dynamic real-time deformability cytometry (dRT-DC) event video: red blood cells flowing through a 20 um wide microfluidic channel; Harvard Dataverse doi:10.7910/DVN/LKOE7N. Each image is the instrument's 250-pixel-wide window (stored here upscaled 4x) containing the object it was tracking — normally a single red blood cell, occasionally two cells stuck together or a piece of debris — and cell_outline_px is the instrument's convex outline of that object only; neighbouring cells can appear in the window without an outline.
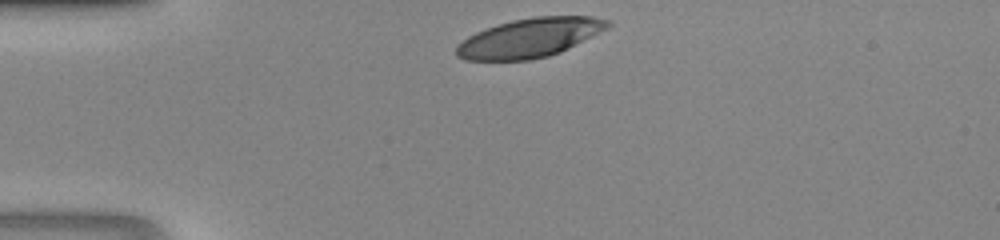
{"species": "human", "species_latin": "Homo sapiens", "temperature_condition": "room temperature", "stored_images_in_passage": 27, "camera_frame_rate_fps": 3000, "um_per_image_px": 0.085, "donor": {"sex": "male"}, "frame": {"image": 1, "passage_image": 1, "time_ms": 0.0, "image_size_px": [1000, 240], "cell_outline_px": [[612, 24], [608, 28], [560, 52], [548, 56], [528, 60], [464, 60], [456, 56], [456, 48], [468, 36], [476, 32], [512, 20], [532, 16], [592, 16], [612, 20]], "centroid_in_image_um": [45.06, 3.2], "position_along_channel_um": 39.9, "area_um2": 34.28}}
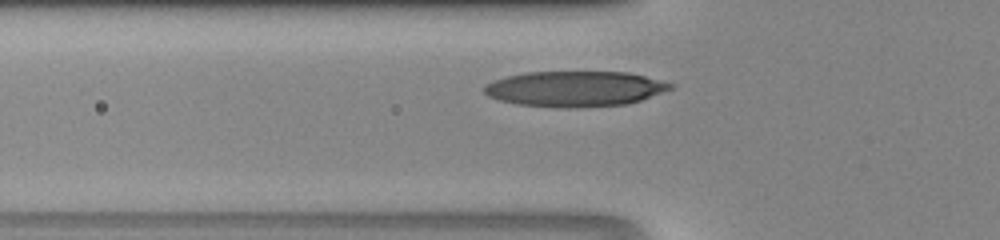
{"frame": {"image": 2, "passage_image": 6, "time_ms": 1.667, "image_size_px": [1000, 240], "cell_outline_px": [[676, 84], [672, 88], [640, 100], [628, 104], [576, 108], [560, 108], [516, 104], [500, 100], [488, 96], [484, 92], [484, 84], [492, 80], [508, 76], [528, 72], [628, 72]], "centroid_in_image_um": [48.84, 7.55], "position_along_channel_um": 77.0, "area_um2": 38.55}}
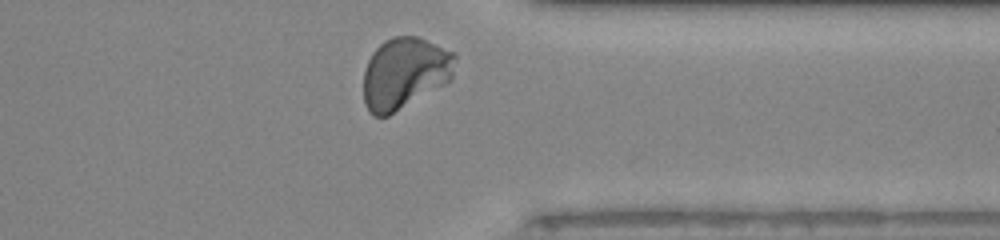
{"frame": {"image": 3, "passage_image": 26, "time_ms": 8.333, "image_size_px": [1000, 240], "cell_outline_px": [[456, 56], [452, 76], [444, 84], [388, 116], [372, 116], [368, 112], [364, 104], [364, 68], [372, 52], [384, 40], [392, 36], [416, 36], [456, 52]], "centroid_in_image_um": [34.37, 6.21], "position_along_channel_um": 377.0, "area_um2": 38.21}}